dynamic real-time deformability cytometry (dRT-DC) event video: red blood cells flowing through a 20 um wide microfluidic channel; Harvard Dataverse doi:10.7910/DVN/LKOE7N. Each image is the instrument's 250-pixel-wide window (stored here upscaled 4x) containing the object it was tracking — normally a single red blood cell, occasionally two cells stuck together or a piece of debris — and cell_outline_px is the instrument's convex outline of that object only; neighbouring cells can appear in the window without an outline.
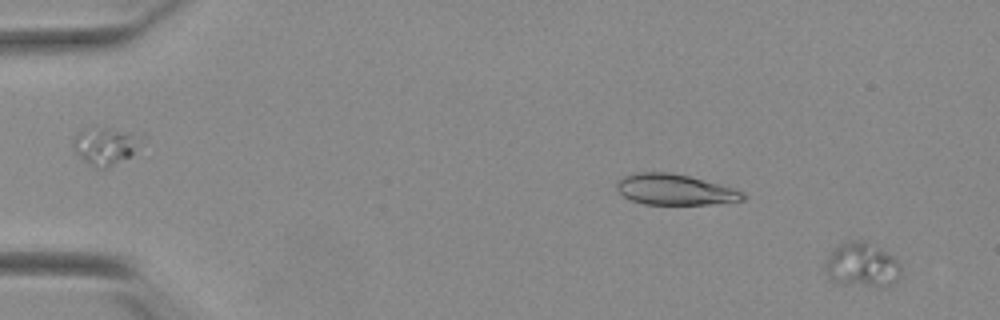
{"species": "Egyptian fruit bat (a non-hibernating species)", "species_latin": "Rousettus aegyptiacus", "temperature_condition": "warm", "stored_images_in_passage": 25, "camera_frame_rate_fps": 3000, "um_per_image_px": 0.085, "animal": {"sex": "female"}, "frame": {"image": 1, "passage_image": 3, "time_ms": 0.667, "image_size_px": [1000, 320], "cell_outline_px": [[900, 276], [892, 284], [840, 284], [832, 280], [824, 264], [828, 256], [840, 244], [848, 240], [860, 240], [880, 248], [892, 256], [900, 264]], "centroid_in_image_um": [73.25, 22.48], "position_along_channel_um": 11.7, "area_um2": 18.79}}
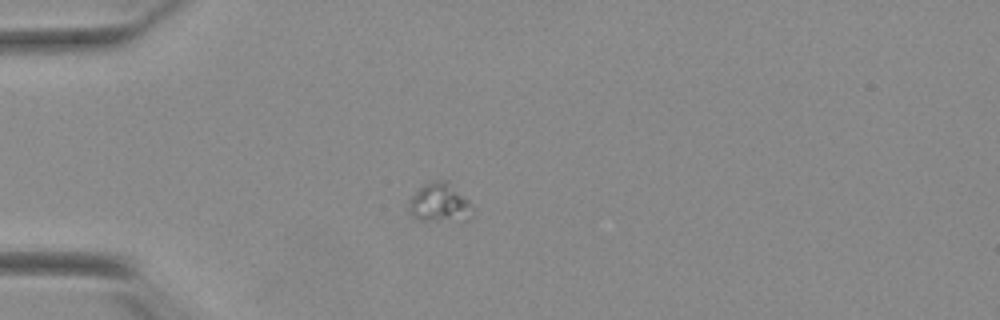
{"frame": {"image": 2, "passage_image": 16, "time_ms": 5.0, "image_size_px": [1000, 320], "cell_outline_px": [[472, 216], [468, 220], [420, 220], [412, 216], [408, 200], [424, 184], [436, 180], [448, 180], [468, 200]], "centroid_in_image_um": [37.37, 17.22], "position_along_channel_um": 47.6, "area_um2": 14.16}}
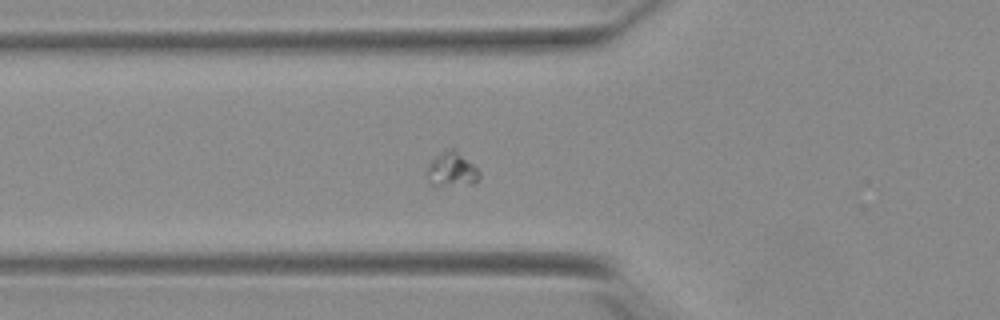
{"frame": {"image": 3, "passage_image": 21, "time_ms": 6.667, "image_size_px": [1000, 320], "cell_outline_px": [[480, 176], [472, 184], [432, 184], [428, 180], [424, 172], [428, 164], [440, 152], [452, 148], [456, 148], [480, 172]], "centroid_in_image_um": [38.36, 14.37], "position_along_channel_um": 87.4, "area_um2": 10.35}}